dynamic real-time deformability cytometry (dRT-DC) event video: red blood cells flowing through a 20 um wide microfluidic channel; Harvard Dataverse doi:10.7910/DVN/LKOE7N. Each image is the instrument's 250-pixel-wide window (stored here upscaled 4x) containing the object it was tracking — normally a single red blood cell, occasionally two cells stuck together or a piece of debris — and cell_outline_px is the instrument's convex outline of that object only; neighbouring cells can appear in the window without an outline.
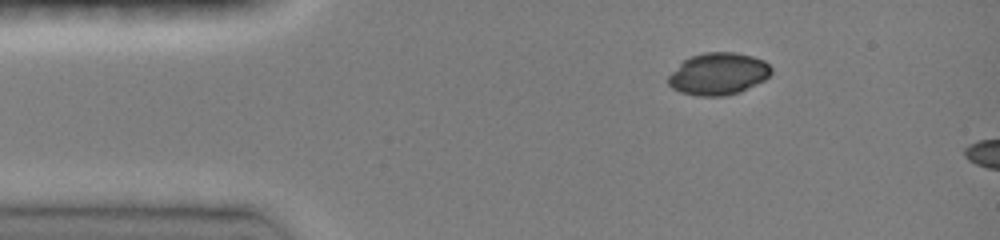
{"species": "common noctule bat (a hibernating species)", "species_latin": "Nyctalus noctula", "temperature_condition": "room temperature", "stored_images_in_passage": 5, "camera_frame_rate_fps": 3000, "um_per_image_px": 0.085, "animal": {"sex": "female", "body_mass_g": 19.0, "forearm_length_mm": 51.5}, "frame": {"image": 1, "passage_image": 1, "time_ms": 0.0, "image_size_px": [1000, 240], "cell_outline_px": [[772, 72], [764, 80], [740, 92], [724, 96], [696, 96], [680, 92], [672, 88], [668, 84], [668, 76], [684, 60], [692, 56], [704, 52], [736, 52], [752, 56], [764, 60], [772, 68]], "centroid_in_image_um": [61.06, 6.28], "position_along_channel_um": 23.9, "area_um2": 25.26}}